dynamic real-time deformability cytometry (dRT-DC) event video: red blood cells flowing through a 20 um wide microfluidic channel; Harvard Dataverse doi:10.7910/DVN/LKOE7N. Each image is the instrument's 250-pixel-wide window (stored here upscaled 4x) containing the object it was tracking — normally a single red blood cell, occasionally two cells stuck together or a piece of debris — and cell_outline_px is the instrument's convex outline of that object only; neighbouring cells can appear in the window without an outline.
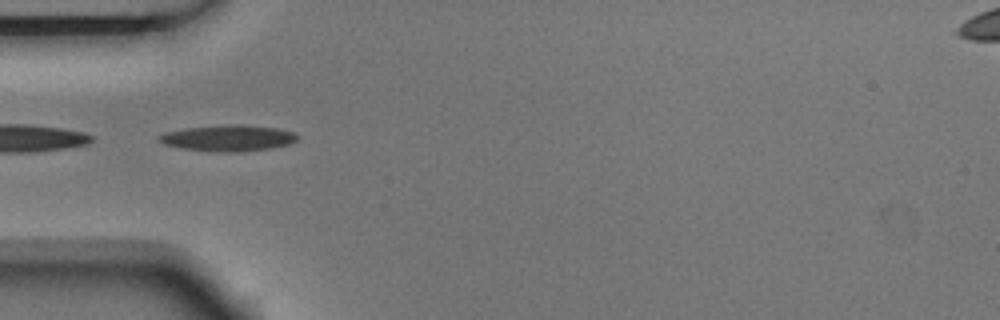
{"species": "Egyptian fruit bat (a non-hibernating species)", "species_latin": "Rousettus aegyptiacus", "temperature_condition": "room temperature", "stored_images_in_passage": 7, "camera_frame_rate_fps": 3000, "um_per_image_px": 0.085, "animal": {"sex": "male"}, "frame": {"image": 1, "passage_image": 5, "time_ms": 1.333, "image_size_px": [1000, 320], "cell_outline_px": [[296, 140], [288, 144], [272, 148], [240, 152], [220, 152], [184, 148], [164, 144], [160, 140], [160, 136], [168, 132], [188, 128], [236, 124], [276, 128], [296, 132]], "centroid_in_image_um": [19.47, 11.74], "position_along_channel_um": 65.5, "area_um2": 20.52}}
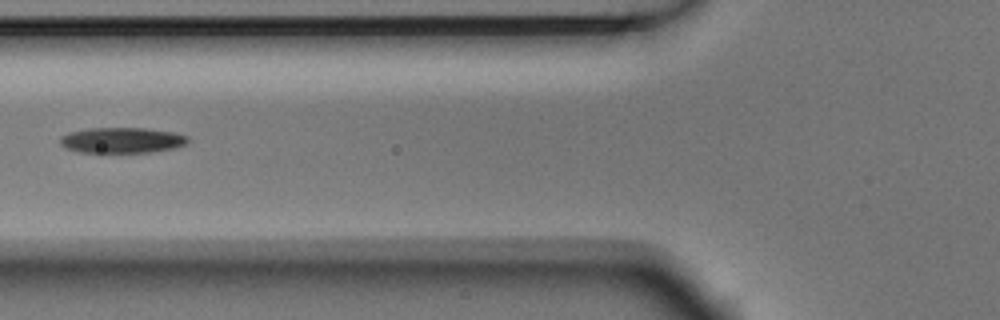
{"frame": {"image": 2, "passage_image": 6, "time_ms": 1.667, "image_size_px": [1000, 320], "cell_outline_px": [[188, 144], [172, 148], [148, 152], [80, 152], [64, 148], [60, 144], [60, 136], [68, 132], [88, 128], [144, 128], [172, 132], [188, 136]], "centroid_in_image_um": [10.32, 11.91], "position_along_channel_um": 115.5, "area_um2": 19.02}}
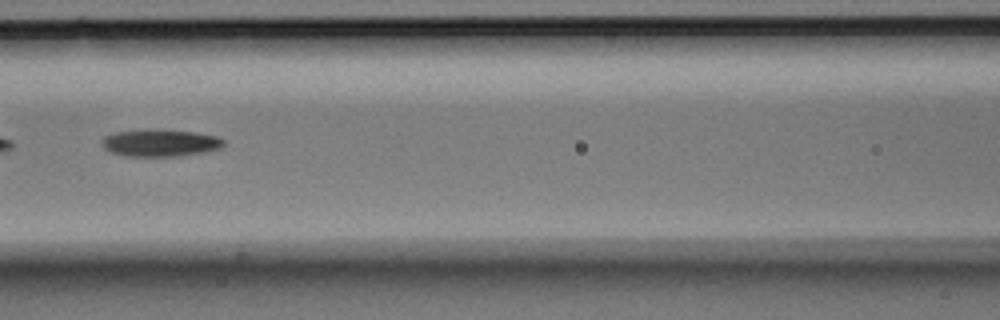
{"frame": {"image": 3, "passage_image": 7, "time_ms": 2.0, "image_size_px": [1000, 320], "cell_outline_px": [[224, 144], [220, 148], [204, 152], [176, 156], [128, 156], [112, 152], [104, 148], [100, 140], [104, 136], [116, 132], [196, 132], [220, 136], [224, 140]], "centroid_in_image_um": [13.66, 12.19], "position_along_channel_um": 152.9, "area_um2": 18.32}}